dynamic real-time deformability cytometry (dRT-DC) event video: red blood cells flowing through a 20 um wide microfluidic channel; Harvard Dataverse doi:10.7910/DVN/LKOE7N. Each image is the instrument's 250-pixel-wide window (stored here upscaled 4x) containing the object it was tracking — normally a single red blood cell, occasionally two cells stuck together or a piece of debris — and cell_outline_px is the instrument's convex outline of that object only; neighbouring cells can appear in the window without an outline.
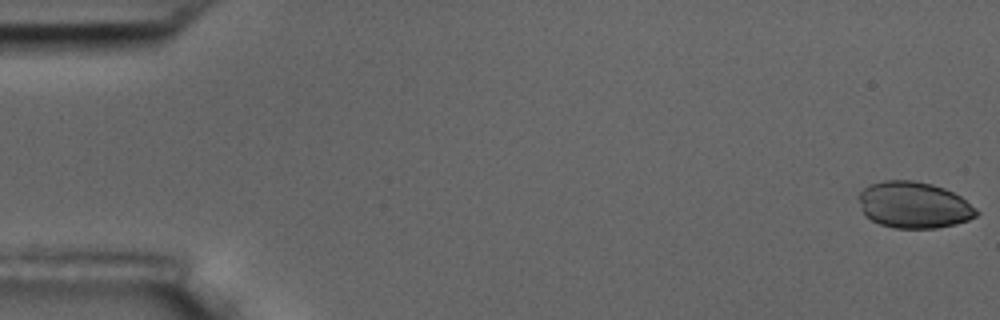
{"species": "common noctule bat (a hibernating species)", "species_latin": "Nyctalus noctula", "temperature_condition": "room temperature", "stored_images_in_passage": 4, "camera_frame_rate_fps": 3000, "um_per_image_px": 0.085, "animal": {"sex": "male", "body_mass_g": 17.5, "forearm_length_mm": 52.3}, "frame": {"image": 1, "passage_image": 1, "time_ms": 0.0, "image_size_px": [1000, 320], "cell_outline_px": [[980, 212], [976, 216], [968, 220], [956, 224], [936, 228], [896, 228], [880, 224], [864, 216], [860, 200], [860, 192], [868, 184], [884, 180], [912, 180], [932, 184], [944, 188], [960, 196], [976, 208]], "centroid_in_image_um": [77.69, 17.42], "position_along_channel_um": 7.3, "area_um2": 31.79}}